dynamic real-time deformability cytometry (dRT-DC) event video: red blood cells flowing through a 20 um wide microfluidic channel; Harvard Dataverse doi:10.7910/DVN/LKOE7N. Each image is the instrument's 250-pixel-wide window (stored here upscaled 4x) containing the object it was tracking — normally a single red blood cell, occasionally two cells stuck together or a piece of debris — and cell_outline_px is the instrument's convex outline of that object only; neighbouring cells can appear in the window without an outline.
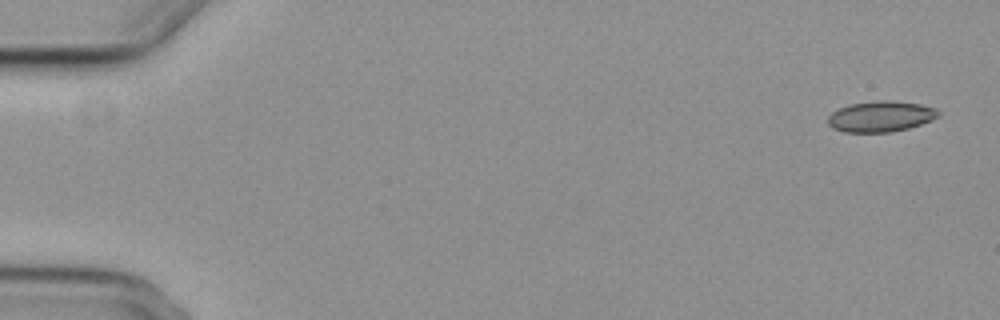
{"species": "common noctule bat (a hibernating species)", "species_latin": "Nyctalus noctula", "temperature_condition": "cold", "stored_images_in_passage": 6, "camera_frame_rate_fps": 3000, "um_per_image_px": 0.085, "animal": {"sex": "female", "body_mass_g": 29.2, "forearm_length_mm": 56.3}, "frame": {"image": 1, "passage_image": 1, "time_ms": 0.0, "image_size_px": [1000, 320], "cell_outline_px": [[940, 116], [932, 120], [908, 128], [892, 132], [844, 132], [832, 128], [828, 124], [828, 116], [832, 112], [848, 104], [876, 100], [888, 100], [920, 104], [936, 108], [940, 112]], "centroid_in_image_um": [74.86, 9.89], "position_along_channel_um": 10.1, "area_um2": 19.94}}